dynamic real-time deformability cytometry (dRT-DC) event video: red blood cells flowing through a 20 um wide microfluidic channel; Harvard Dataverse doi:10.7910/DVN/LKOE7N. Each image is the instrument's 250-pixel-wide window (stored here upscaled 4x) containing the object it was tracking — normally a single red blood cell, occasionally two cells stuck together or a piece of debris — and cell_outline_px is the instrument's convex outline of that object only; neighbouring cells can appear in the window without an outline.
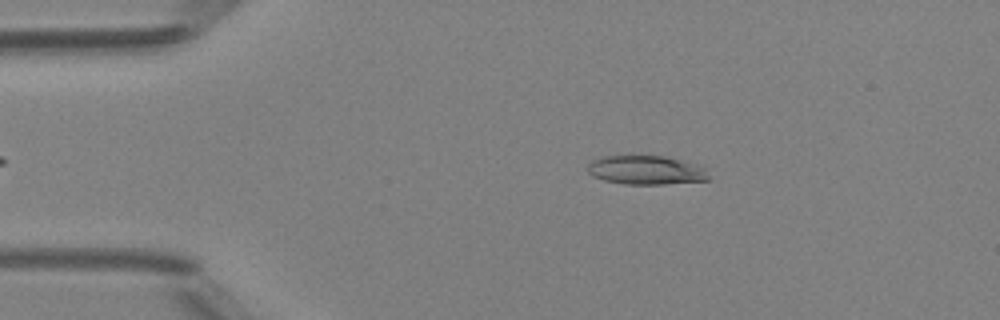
{"species": "Egyptian fruit bat (a non-hibernating species)", "species_latin": "Rousettus aegyptiacus", "temperature_condition": "room temperature", "stored_images_in_passage": 49, "camera_frame_rate_fps": 3000, "um_per_image_px": 0.085, "animal": {"sex": "female"}, "frame": {"image": 1, "passage_image": 9, "time_ms": 2.667, "image_size_px": [1000, 320], "cell_outline_px": [[708, 180], [664, 184], [624, 184], [604, 180], [592, 176], [588, 172], [588, 164], [592, 160], [600, 156], [632, 152], [640, 152], [664, 156], [696, 164], [704, 168], [708, 176]], "centroid_in_image_um": [54.82, 14.39], "position_along_channel_um": 30.2, "area_um2": 21.33}}
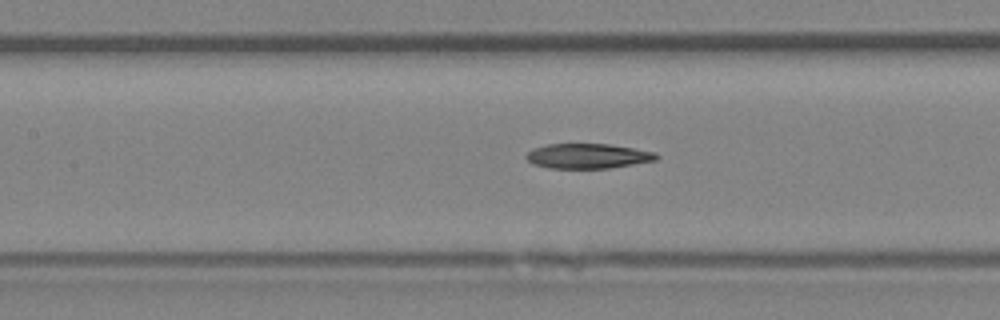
{"frame": {"image": 2, "passage_image": 22, "time_ms": 7.0, "image_size_px": [1000, 320], "cell_outline_px": [[660, 156], [656, 160], [608, 168], [548, 168], [532, 164], [524, 156], [532, 148], [548, 144], [608, 144], [656, 152]], "centroid_in_image_um": [49.93, 13.26], "position_along_channel_um": 157.5, "area_um2": 18.84}}
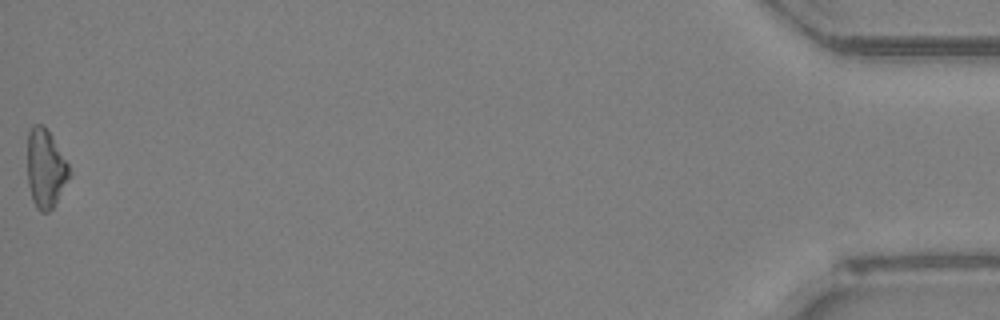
{"frame": {"image": 3, "passage_image": 49, "time_ms": 16.0, "image_size_px": [1000, 320], "cell_outline_px": [[72, 176], [56, 204], [48, 212], [40, 212], [36, 208], [32, 200], [28, 184], [28, 132], [32, 124], [44, 124], [52, 136], [68, 164], [72, 172]], "centroid_in_image_um": [3.9, 14.35], "position_along_channel_um": 431.3, "area_um2": 19.59}, "authors_computed_cell_mechanics": {"area_um2": 19.4786, "velocity_mm_per_s": 4.1783, "shape_relaxation_time_tau1_ms": null, "shape_relaxation_time_tau2_ms": 8.6486, "deformation_change_tau1": null, "deformation_change_tau2": 0.2174}}